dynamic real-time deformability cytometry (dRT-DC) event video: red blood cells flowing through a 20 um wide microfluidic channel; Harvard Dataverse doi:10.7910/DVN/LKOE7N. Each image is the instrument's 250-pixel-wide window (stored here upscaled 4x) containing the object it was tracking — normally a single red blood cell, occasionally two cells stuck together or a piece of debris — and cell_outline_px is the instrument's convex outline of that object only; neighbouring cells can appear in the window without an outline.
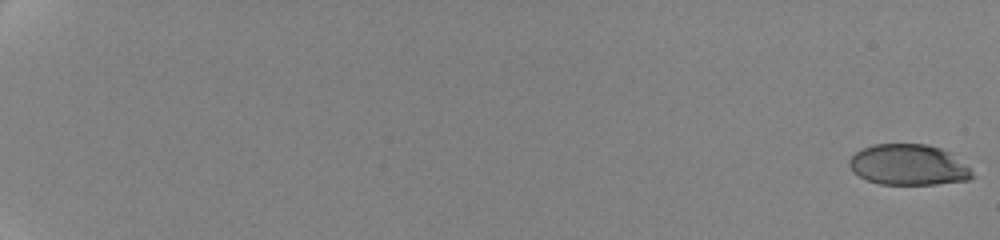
{"species": "human", "species_latin": "Homo sapiens", "temperature_condition": "cold", "stored_images_in_passage": 15, "camera_frame_rate_fps": 3000, "um_per_image_px": 0.085, "donor": {"sex": "female"}, "frame": {"image": 1, "passage_image": 1, "time_ms": 0.0, "image_size_px": [1000, 240], "cell_outline_px": [[976, 176], [968, 180], [936, 184], [880, 184], [868, 180], [852, 172], [848, 164], [848, 160], [856, 152], [864, 148], [876, 144], [928, 144], [940, 148], [948, 152], [968, 168]], "centroid_in_image_um": [77.19, 14.02], "position_along_channel_um": 7.8, "area_um2": 28.96}}
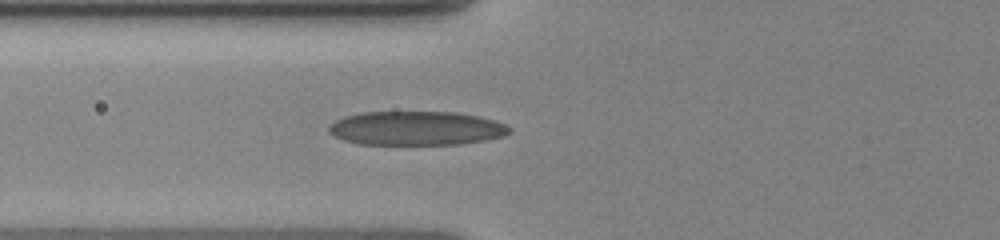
{"frame": {"image": 2, "passage_image": 11, "time_ms": 9.0, "image_size_px": [1000, 240], "cell_outline_px": [[512, 132], [504, 136], [488, 140], [460, 144], [360, 144], [344, 140], [328, 132], [328, 124], [344, 116], [360, 112], [456, 112], [480, 116], [504, 124], [512, 128]], "centroid_in_image_um": [35.39, 10.9], "position_along_channel_um": 90.4, "area_um2": 36.01}}
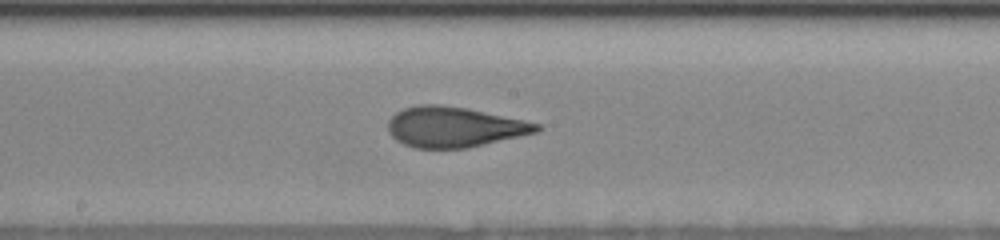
{"frame": {"image": 3, "passage_image": 15, "time_ms": 12.333, "image_size_px": [1000, 240], "cell_outline_px": [[540, 128], [536, 132], [468, 148], [416, 148], [404, 144], [396, 140], [388, 132], [388, 120], [396, 112], [404, 108], [420, 104], [440, 104], [468, 108], [524, 120], [540, 124]], "centroid_in_image_um": [38.57, 10.78], "position_along_channel_um": 209.6, "area_um2": 34.85}}